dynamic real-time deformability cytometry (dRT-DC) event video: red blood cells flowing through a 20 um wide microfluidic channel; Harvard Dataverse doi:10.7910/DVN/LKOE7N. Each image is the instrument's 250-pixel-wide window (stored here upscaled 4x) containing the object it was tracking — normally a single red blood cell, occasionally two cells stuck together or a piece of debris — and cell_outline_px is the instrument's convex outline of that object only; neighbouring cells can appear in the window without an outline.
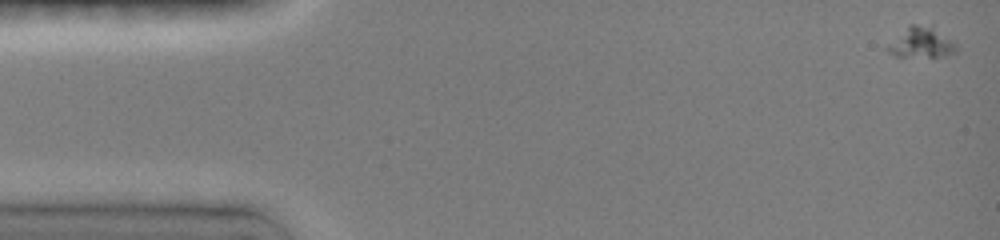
{"species": "common noctule bat (a hibernating species)", "species_latin": "Nyctalus noctula", "temperature_condition": "room temperature", "stored_images_in_passage": 16, "camera_frame_rate_fps": 3000, "um_per_image_px": 0.085, "animal": {"sex": "female", "body_mass_g": 19.0, "forearm_length_mm": 51.5}, "frame": {"image": 1, "passage_image": 1, "time_ms": 0.0, "image_size_px": [1000, 240], "cell_outline_px": [[956, 52], [944, 56], [896, 56], [888, 52], [884, 48], [908, 24], [932, 24], [956, 44]], "centroid_in_image_um": [78.29, 3.58], "position_along_channel_um": 6.7, "area_um2": 12.37}}